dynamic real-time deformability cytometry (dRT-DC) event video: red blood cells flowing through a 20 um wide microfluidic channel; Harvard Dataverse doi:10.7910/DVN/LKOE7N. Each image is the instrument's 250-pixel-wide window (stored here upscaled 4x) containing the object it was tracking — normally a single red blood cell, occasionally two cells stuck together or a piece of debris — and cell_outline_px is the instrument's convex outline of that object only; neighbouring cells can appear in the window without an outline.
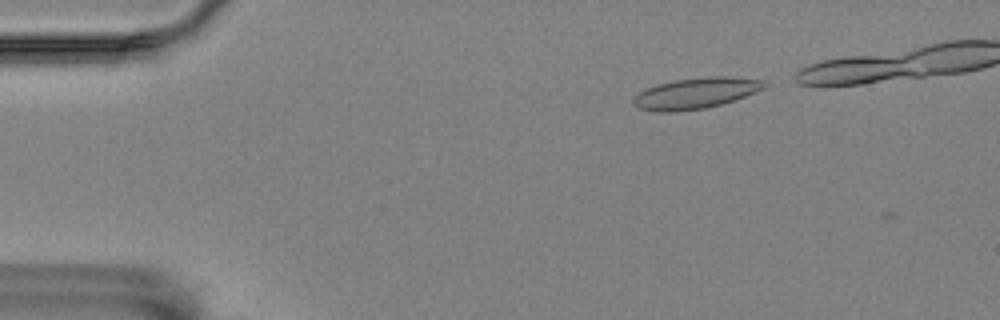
{"species": "Egyptian fruit bat (a non-hibernating species)", "species_latin": "Rousettus aegyptiacus", "temperature_condition": "room temperature", "stored_images_in_passage": 5, "camera_frame_rate_fps": 3000, "um_per_image_px": 0.085, "animal": {"sex": "female"}, "frame": {"image": 1, "passage_image": 1, "time_ms": 0.0, "image_size_px": [1000, 320], "cell_outline_px": [[768, 84], [764, 88], [744, 96], [720, 104], [704, 108], [668, 112], [660, 112], [640, 108], [632, 104], [632, 100], [640, 92], [648, 88], [672, 80], [708, 76], [724, 76], [764, 80]], "centroid_in_image_um": [59.14, 7.91], "position_along_channel_um": 25.9, "area_um2": 23.18}}
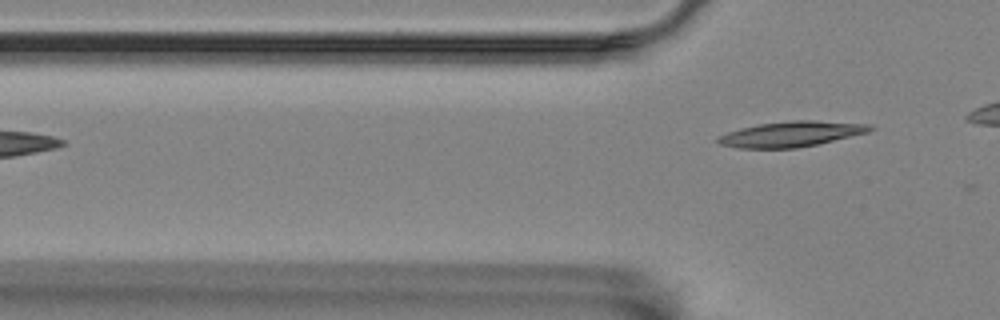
{"frame": {"image": 2, "passage_image": 5, "time_ms": 1.333, "image_size_px": [1000, 320], "cell_outline_px": [[876, 128], [868, 132], [816, 144], [796, 148], [736, 148], [720, 144], [716, 140], [716, 136], [740, 128], [760, 124], [792, 120], [812, 120], [868, 124]], "centroid_in_image_um": [67.21, 11.39], "position_along_channel_um": 58.6, "area_um2": 22.31}}